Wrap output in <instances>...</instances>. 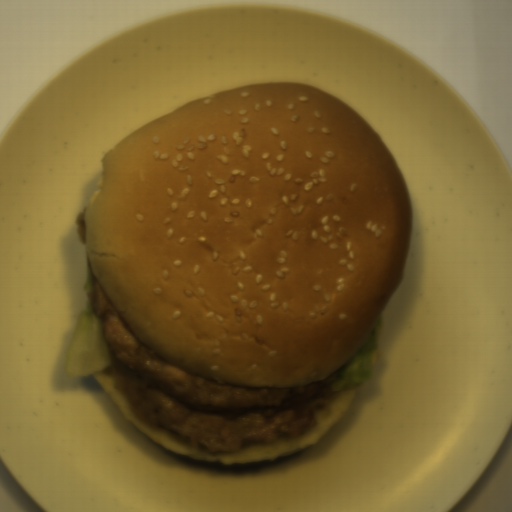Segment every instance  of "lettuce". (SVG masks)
<instances>
[{"label": "lettuce", "mask_w": 512, "mask_h": 512, "mask_svg": "<svg viewBox=\"0 0 512 512\" xmlns=\"http://www.w3.org/2000/svg\"><path fill=\"white\" fill-rule=\"evenodd\" d=\"M92 276L89 265L86 280L83 285L86 306L79 313L75 329L65 351L64 375L69 380L88 377L111 368L113 357L106 342L102 317L94 314L88 294L92 286Z\"/></svg>", "instance_id": "9fb2a089"}, {"label": "lettuce", "mask_w": 512, "mask_h": 512, "mask_svg": "<svg viewBox=\"0 0 512 512\" xmlns=\"http://www.w3.org/2000/svg\"><path fill=\"white\" fill-rule=\"evenodd\" d=\"M380 325L381 317L367 341L341 367L342 373L332 381L333 392L349 389L356 384L373 380L371 359L373 353L378 350L376 329Z\"/></svg>", "instance_id": "494a5c6d"}]
</instances>
